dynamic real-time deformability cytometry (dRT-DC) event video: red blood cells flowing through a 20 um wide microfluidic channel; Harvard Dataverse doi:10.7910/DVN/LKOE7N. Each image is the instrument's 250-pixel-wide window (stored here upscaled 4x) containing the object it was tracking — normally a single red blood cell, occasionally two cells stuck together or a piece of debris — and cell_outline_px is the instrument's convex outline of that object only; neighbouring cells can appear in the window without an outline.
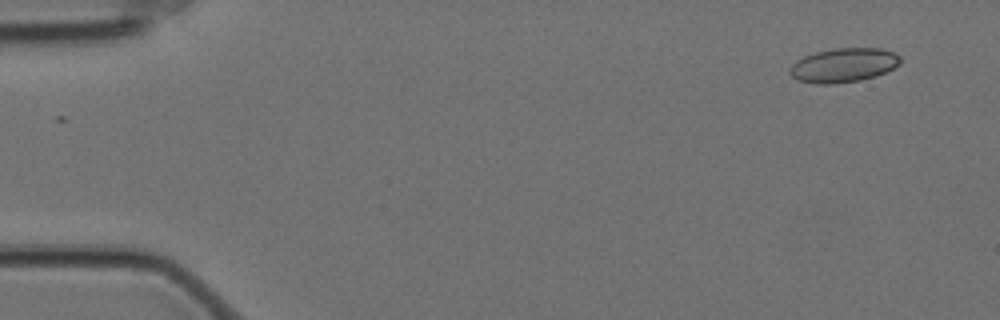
{"species": "Egyptian fruit bat (a non-hibernating species)", "species_latin": "Rousettus aegyptiacus", "temperature_condition": "cold", "stored_images_in_passage": 55, "camera_frame_rate_fps": 3000, "um_per_image_px": 0.085, "animal": {"sex": "female"}, "frame": {"image": 1, "passage_image": 1, "time_ms": 0.0, "image_size_px": [1000, 320], "cell_outline_px": [[900, 64], [876, 76], [860, 80], [832, 84], [816, 84], [800, 80], [792, 76], [788, 72], [788, 68], [796, 60], [804, 56], [816, 52], [836, 48], [880, 48], [892, 52], [900, 56]], "centroid_in_image_um": [71.67, 5.54], "position_along_channel_um": 13.3, "area_um2": 21.91}}
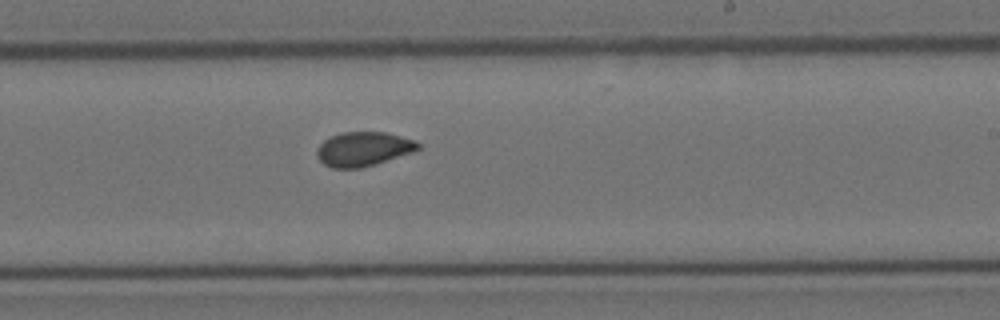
{"frame": {"image": 2, "passage_image": 32, "time_ms": 10.333, "image_size_px": [1000, 320], "cell_outline_px": [[420, 148], [412, 152], [376, 164], [360, 168], [332, 168], [324, 164], [320, 160], [316, 152], [316, 148], [328, 136], [344, 132], [384, 132], [416, 140], [420, 144]], "centroid_in_image_um": [30.87, 12.66], "position_along_channel_um": 258.1, "area_um2": 20.23}}
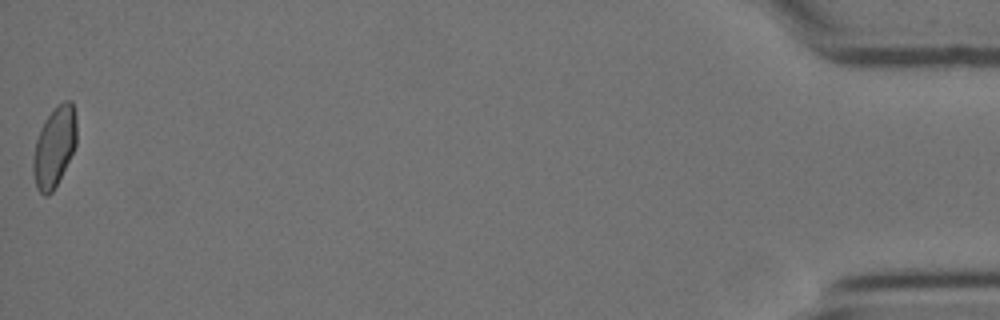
{"frame": {"image": 3, "passage_image": 55, "time_ms": 18.0, "image_size_px": [1000, 320], "cell_outline_px": [[76, 144], [52, 192], [48, 196], [44, 196], [36, 188], [32, 172], [32, 160], [36, 140], [44, 120], [64, 100], [72, 100], [76, 116]], "centroid_in_image_um": [4.6, 12.49], "position_along_channel_um": 430.6, "area_um2": 20.06}, "authors_computed_cell_mechanics": {"area_um2": 20.4612, "velocity_mm_per_s": 3.496, "shape_relaxation_time_tau1_ms": null, "shape_relaxation_time_tau2_ms": 0.8954, "deformation_change_tau1": null, "deformation_change_tau2": 0.0425}}